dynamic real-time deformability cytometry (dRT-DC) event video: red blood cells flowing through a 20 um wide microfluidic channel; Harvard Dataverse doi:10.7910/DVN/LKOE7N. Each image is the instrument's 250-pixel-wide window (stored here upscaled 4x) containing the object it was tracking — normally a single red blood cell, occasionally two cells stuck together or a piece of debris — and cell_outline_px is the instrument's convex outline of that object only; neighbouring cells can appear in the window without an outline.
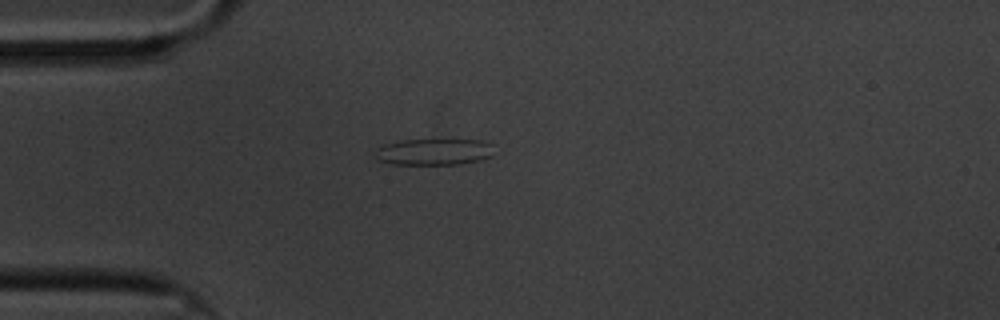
{"species": "common noctule bat (a hibernating species)", "species_latin": "Nyctalus noctula", "temperature_condition": "cold", "stored_images_in_passage": 45, "camera_frame_rate_fps": 3000, "um_per_image_px": 0.085, "animal": {"sex": "male", "body_mass_g": 20.1, "forearm_length_mm": 53.5}, "frame": {"image": 1, "passage_image": 1, "time_ms": 0.0, "image_size_px": [1000, 320], "cell_outline_px": [[492, 156], [480, 160], [460, 164], [392, 164], [380, 160], [376, 156], [376, 148], [388, 144], [404, 140], [484, 140], [492, 144]], "centroid_in_image_um": [36.94, 12.91], "position_along_channel_um": 48.1, "area_um2": 18.09}}
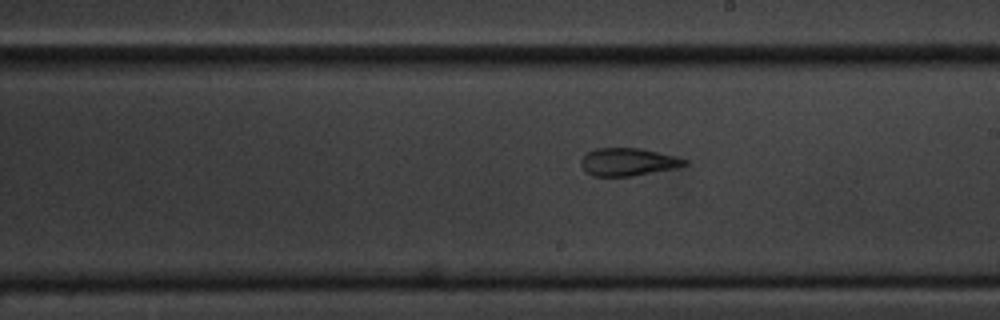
{"frame": {"image": 2, "passage_image": 19, "time_ms": 6.0, "image_size_px": [1000, 320], "cell_outline_px": [[688, 164], [676, 168], [632, 176], [592, 176], [584, 172], [580, 164], [580, 160], [588, 152], [596, 148], [640, 148], [676, 156], [688, 160]], "centroid_in_image_um": [53.37, 13.77], "position_along_channel_um": 235.6, "area_um2": 16.88}}
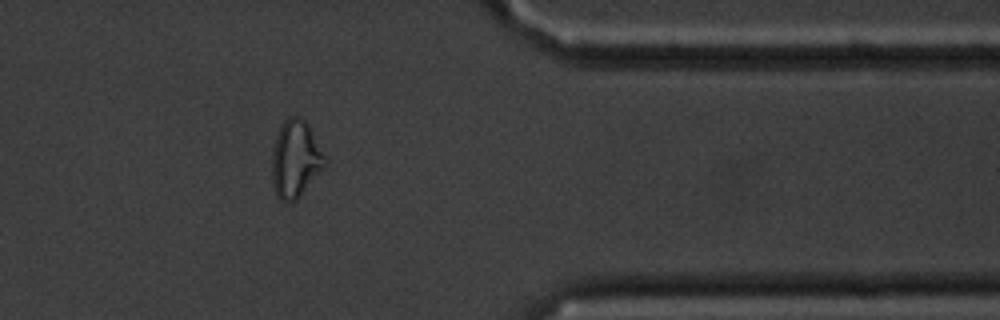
{"frame": {"image": 3, "passage_image": 34, "time_ms": 11.0, "image_size_px": [1000, 320], "cell_outline_px": [[328, 160], [324, 168], [300, 196], [296, 200], [280, 200], [276, 196], [272, 184], [272, 156], [276, 136], [284, 120], [288, 116], [296, 116], [304, 120], [308, 124]], "centroid_in_image_um": [25.13, 13.52], "position_along_channel_um": 386.3, "area_um2": 23.76}, "authors_computed_cell_mechanics": {"area_um2": 17.3978, "velocity_mm_per_s": 3.3317, "shape_relaxation_time_tau1_ms": null, "shape_relaxation_time_tau2_ms": 2.7254, "deformation_change_tau1": null, "deformation_change_tau2": 0.0889}}